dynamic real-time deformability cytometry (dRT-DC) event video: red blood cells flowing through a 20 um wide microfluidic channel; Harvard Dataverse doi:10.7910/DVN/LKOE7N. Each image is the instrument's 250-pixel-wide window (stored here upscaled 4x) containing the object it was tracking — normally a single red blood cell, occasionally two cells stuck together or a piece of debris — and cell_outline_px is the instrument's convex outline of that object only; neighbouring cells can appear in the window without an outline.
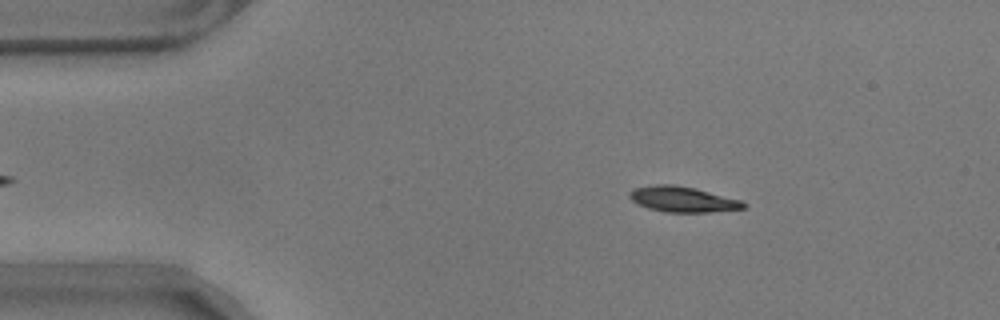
{"species": "common noctule bat (a hibernating species)", "species_latin": "Nyctalus noctula", "temperature_condition": "warm", "stored_images_in_passage": 47, "camera_frame_rate_fps": 3000, "um_per_image_px": 0.085, "animal": {"sex": "male", "body_mass_g": 17.9}, "frame": {"image": 1, "passage_image": 8, "time_ms": 2.333, "image_size_px": [1000, 320], "cell_outline_px": [[744, 208], [712, 212], [664, 212], [648, 208], [636, 204], [628, 196], [628, 192], [632, 188], [656, 184], [672, 184], [696, 188], [740, 200], [744, 204]], "centroid_in_image_um": [57.94, 16.93], "position_along_channel_um": 27.1, "area_um2": 16.99}}
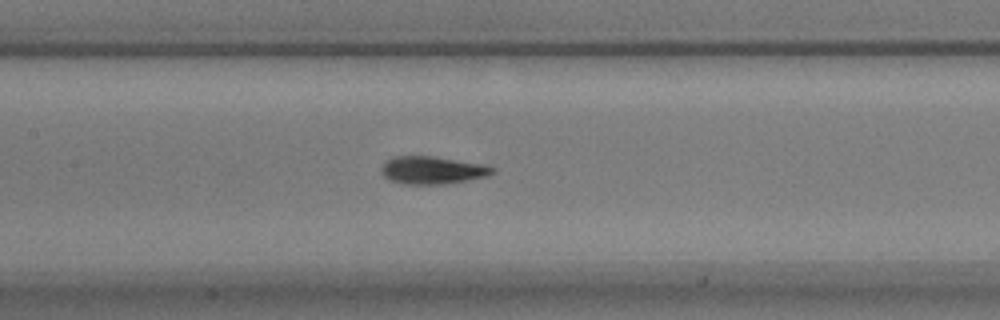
{"frame": {"image": 2, "passage_image": 25, "time_ms": 8.0, "image_size_px": [1000, 320], "cell_outline_px": [[496, 172], [488, 176], [468, 180], [444, 184], [404, 184], [392, 180], [384, 176], [380, 172], [380, 168], [388, 160], [396, 156], [432, 156], [488, 164], [496, 168]], "centroid_in_image_um": [36.83, 14.46], "position_along_channel_um": 170.6, "area_um2": 18.09}}
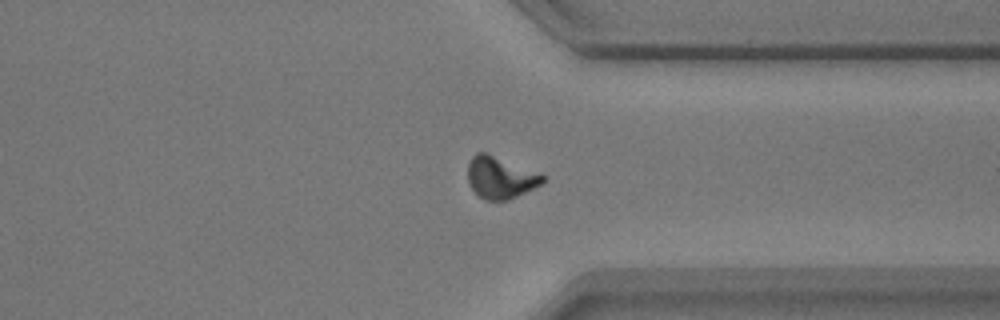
{"frame": {"image": 3, "passage_image": 42, "time_ms": 13.667, "image_size_px": [1000, 320], "cell_outline_px": [[544, 180], [540, 184], [508, 200], [484, 200], [468, 184], [468, 164], [472, 156], [476, 152], [484, 152], [544, 176]], "centroid_in_image_um": [42.45, 15.1], "position_along_channel_um": 368.9, "area_um2": 17.57}, "authors_computed_cell_mechanics": {"area_um2": 17.6868, "velocity_mm_per_s": 3.5322, "shape_relaxation_time_tau1_ms": 4.7526, "shape_relaxation_time_tau2_ms": 1.958, "deformation_change_tau1": 0.1809, "deformation_change_tau2": 0.0578}}